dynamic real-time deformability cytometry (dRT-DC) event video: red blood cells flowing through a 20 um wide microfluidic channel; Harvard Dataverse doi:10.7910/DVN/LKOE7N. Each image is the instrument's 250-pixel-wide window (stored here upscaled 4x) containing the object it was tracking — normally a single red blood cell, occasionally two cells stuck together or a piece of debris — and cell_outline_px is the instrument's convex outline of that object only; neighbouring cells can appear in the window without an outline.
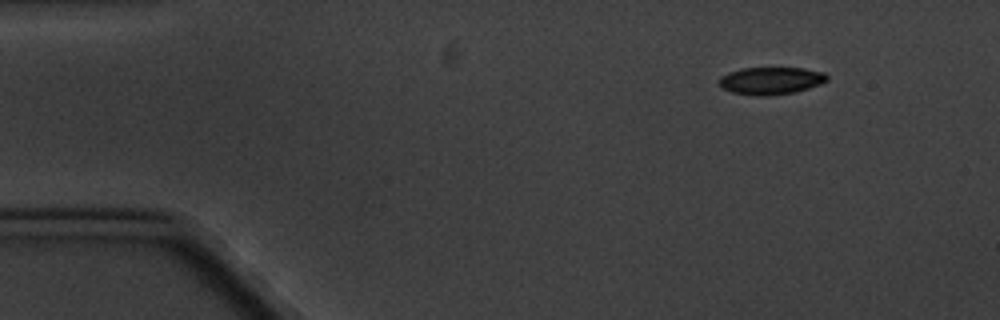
{"species": "common noctule bat (a hibernating species)", "species_latin": "Nyctalus noctula", "temperature_condition": "cold", "stored_images_in_passage": 3, "camera_frame_rate_fps": 3000, "um_per_image_px": 0.085, "animal": {"sex": "male", "body_mass_g": 20.1, "forearm_length_mm": 53.5}, "frame": {"image": 1, "passage_image": 1, "time_ms": 0.0, "image_size_px": [1000, 320], "cell_outline_px": [[828, 80], [820, 84], [796, 92], [768, 96], [756, 96], [732, 92], [720, 88], [720, 76], [728, 72], [740, 68], [804, 68], [824, 72], [828, 76]], "centroid_in_image_um": [65.52, 6.86], "position_along_channel_um": 19.5, "area_um2": 17.4}}